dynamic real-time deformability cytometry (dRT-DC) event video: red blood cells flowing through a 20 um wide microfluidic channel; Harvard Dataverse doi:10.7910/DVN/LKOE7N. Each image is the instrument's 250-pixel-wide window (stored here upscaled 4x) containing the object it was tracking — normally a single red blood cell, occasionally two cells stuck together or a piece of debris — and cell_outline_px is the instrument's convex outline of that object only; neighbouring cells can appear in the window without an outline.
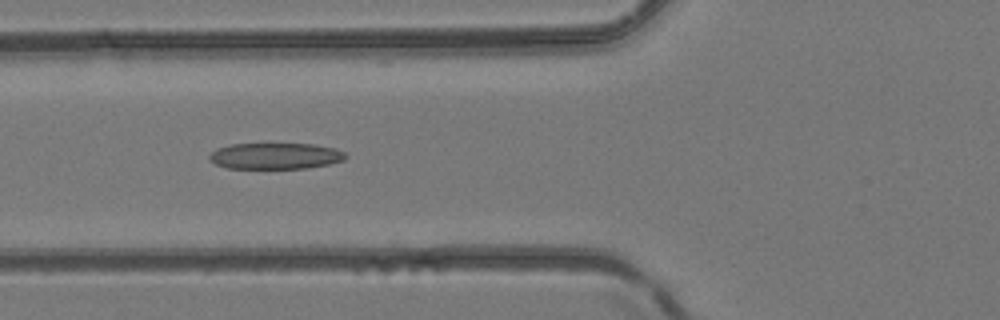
{"species": "common noctule bat (a hibernating species)", "species_latin": "Nyctalus noctula", "temperature_condition": "room temperature", "stored_images_in_passage": 4, "camera_frame_rate_fps": 3000, "um_per_image_px": 0.085, "animal": {"sex": "female", "body_mass_g": 24.6, "forearm_length_mm": 56.2}, "frame": {"image": 1, "passage_image": 4, "time_ms": 1.0, "image_size_px": [1000, 320], "cell_outline_px": [[348, 156], [344, 160], [328, 164], [308, 168], [228, 168], [216, 164], [208, 156], [216, 148], [232, 144], [316, 144], [336, 148], [344, 152]], "centroid_in_image_um": [23.45, 13.25], "position_along_channel_um": 102.4, "area_um2": 20.75}}